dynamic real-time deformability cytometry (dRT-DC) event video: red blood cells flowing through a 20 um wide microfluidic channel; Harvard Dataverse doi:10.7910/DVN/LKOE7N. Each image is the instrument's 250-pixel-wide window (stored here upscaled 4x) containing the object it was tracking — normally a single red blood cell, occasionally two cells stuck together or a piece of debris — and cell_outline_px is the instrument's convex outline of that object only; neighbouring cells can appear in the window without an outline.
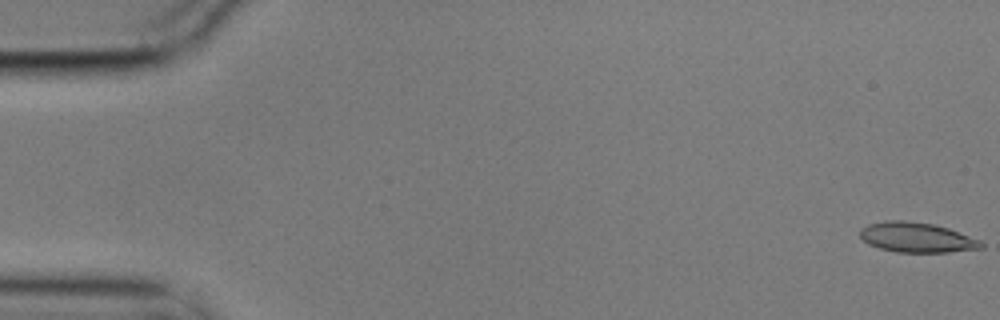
{"species": "common noctule bat (a hibernating species)", "species_latin": "Nyctalus noctula", "temperature_condition": "cold", "stored_images_in_passage": 5, "camera_frame_rate_fps": 3000, "um_per_image_px": 0.085, "animal": {"sex": "male", "body_mass_g": 17.9}, "frame": {"image": 1, "passage_image": 1, "time_ms": 0.0, "image_size_px": [1000, 320], "cell_outline_px": [[984, 248], [948, 252], [896, 252], [880, 248], [868, 244], [860, 236], [860, 228], [868, 224], [884, 220], [904, 220], [932, 224], [948, 228], [980, 240], [984, 244]], "centroid_in_image_um": [77.91, 20.18], "position_along_channel_um": 7.1, "area_um2": 21.15}}
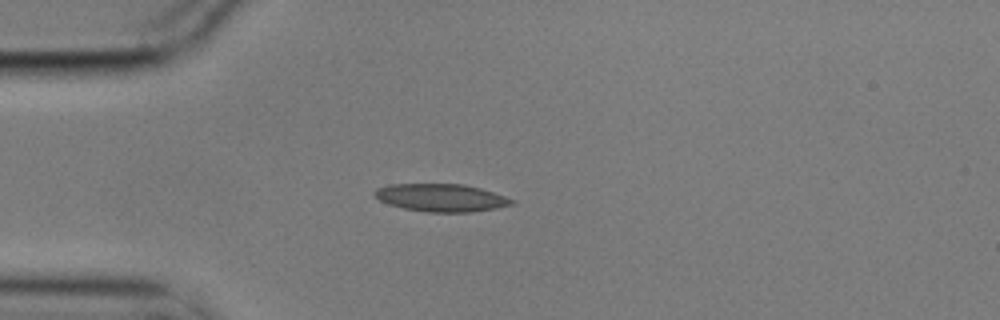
{"frame": {"image": 2, "passage_image": 5, "time_ms": 1.333, "image_size_px": [1000, 320], "cell_outline_px": [[516, 204], [496, 208], [472, 212], [428, 212], [404, 208], [388, 204], [380, 200], [372, 192], [376, 188], [388, 184], [464, 184], [480, 188], [516, 200]], "centroid_in_image_um": [37.51, 16.8], "position_along_channel_um": 47.5, "area_um2": 22.2}}